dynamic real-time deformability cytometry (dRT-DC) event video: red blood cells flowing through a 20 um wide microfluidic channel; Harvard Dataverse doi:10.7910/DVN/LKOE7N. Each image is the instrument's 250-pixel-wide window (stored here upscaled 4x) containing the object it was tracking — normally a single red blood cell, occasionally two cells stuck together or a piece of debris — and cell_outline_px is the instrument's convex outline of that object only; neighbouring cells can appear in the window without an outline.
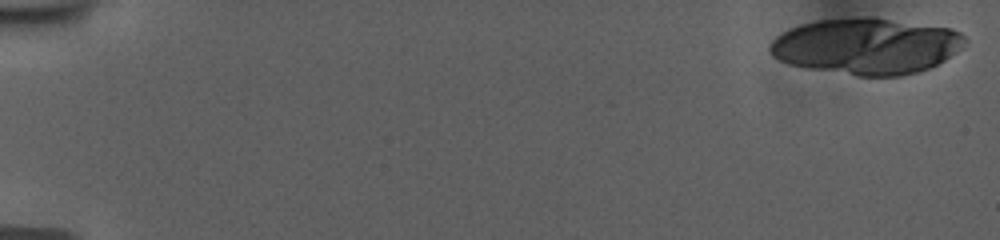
{"species": "human", "species_latin": "Homo sapiens", "temperature_condition": "room temperature", "stored_images_in_passage": 21, "camera_frame_rate_fps": 3000, "um_per_image_px": 0.085, "donor": {"sex": "female"}, "frame": {"image": 1, "passage_image": 1, "time_ms": 0.0, "image_size_px": [1000, 240], "cell_outline_px": [[968, 40], [956, 52], [944, 60], [928, 68], [916, 72], [900, 76], [856, 76], [808, 68], [788, 64], [772, 56], [768, 52], [768, 48], [772, 40], [776, 36], [800, 24], [820, 20], [868, 16], [876, 16], [952, 28], [960, 32]], "centroid_in_image_um": [73.65, 3.91], "position_along_channel_um": 11.3, "area_um2": 64.22}}